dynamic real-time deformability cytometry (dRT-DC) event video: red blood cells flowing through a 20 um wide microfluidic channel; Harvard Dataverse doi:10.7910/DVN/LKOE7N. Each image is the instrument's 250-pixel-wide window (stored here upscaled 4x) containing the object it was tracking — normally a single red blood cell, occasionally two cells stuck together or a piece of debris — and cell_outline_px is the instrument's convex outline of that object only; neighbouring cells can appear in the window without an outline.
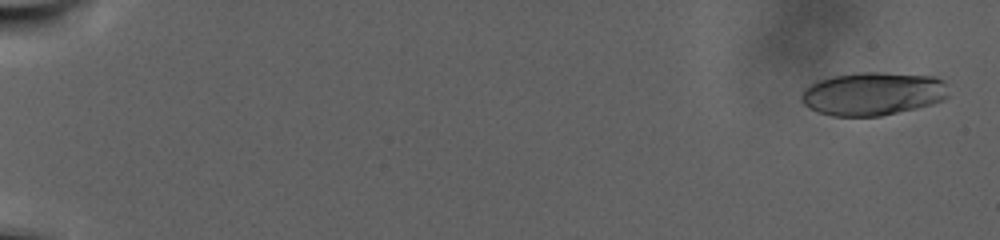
{"species": "human", "species_latin": "Homo sapiens", "temperature_condition": "warm", "stored_images_in_passage": 104, "camera_frame_rate_fps": 3000, "um_per_image_px": 0.085, "donor": {"sex": "male"}, "frame": {"image": 1, "passage_image": 4, "time_ms": 1.0, "image_size_px": [1000, 240], "cell_outline_px": [[948, 96], [944, 100], [932, 104], [916, 108], [880, 116], [832, 116], [816, 112], [808, 108], [800, 100], [800, 92], [804, 88], [816, 80], [832, 76], [856, 72], [884, 72], [932, 76], [944, 80]], "centroid_in_image_um": [74.14, 7.96], "position_along_channel_um": 10.9, "area_um2": 37.57}}
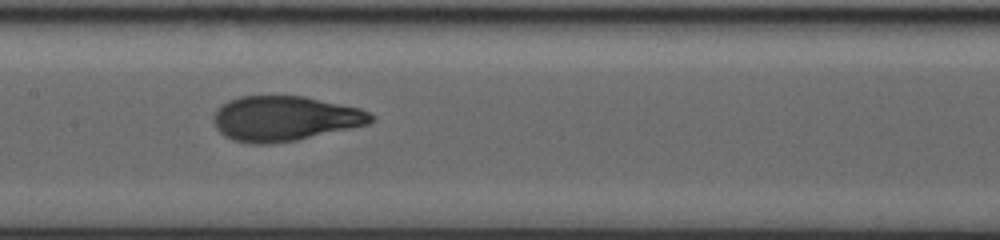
{"frame": {"image": 2, "passage_image": 57, "time_ms": 18.667, "image_size_px": [1000, 240], "cell_outline_px": [[376, 116], [368, 124], [352, 128], [296, 140], [268, 144], [252, 144], [232, 140], [224, 136], [216, 128], [212, 120], [216, 108], [228, 100], [240, 96], [304, 96], [360, 108]], "centroid_in_image_um": [24.17, 10.07], "position_along_channel_um": 183.2, "area_um2": 41.38}}
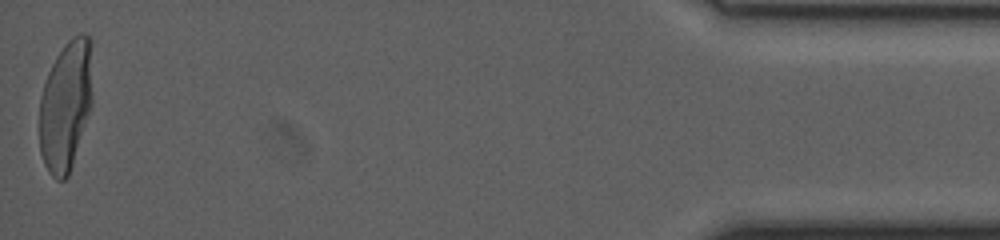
{"frame": {"image": 3, "passage_image": 103, "time_ms": 34.0, "image_size_px": [1000, 240], "cell_outline_px": [[92, 104], [68, 176], [64, 180], [56, 180], [48, 172], [44, 164], [40, 152], [40, 96], [48, 72], [56, 56], [64, 44], [72, 36], [80, 32], [84, 32], [92, 40]], "centroid_in_image_um": [5.6, 8.91], "position_along_channel_um": 429.6, "area_um2": 40.69}, "authors_computed_cell_mechanics": {"area_um2": 39.9976, "velocity_mm_per_s": 2.1141, "shape_relaxation_time_tau1_ms": 10.4627, "shape_relaxation_time_tau2_ms": null, "deformation_change_tau1": 0.2995, "deformation_change_tau2": null}}